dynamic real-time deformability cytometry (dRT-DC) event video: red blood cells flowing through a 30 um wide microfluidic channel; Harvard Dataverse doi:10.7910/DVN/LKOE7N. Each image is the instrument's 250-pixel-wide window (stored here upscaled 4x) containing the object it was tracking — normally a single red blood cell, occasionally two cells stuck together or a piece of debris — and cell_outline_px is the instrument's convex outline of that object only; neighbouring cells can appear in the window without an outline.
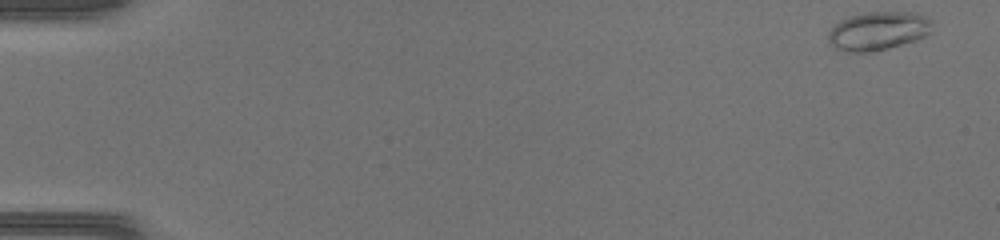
{"species": "common noctule bat (a hibernating species)", "species_latin": "Nyctalus noctula", "temperature_condition": "warm", "stored_images_in_passage": 44, "camera_frame_rate_fps": 3000, "um_per_image_px": 0.085, "animal": {"sex": "female", "body_mass_g": 17.0, "forearm_length_mm": 48.0}, "frame": {"image": 1, "passage_image": 1, "time_ms": 0.0, "image_size_px": [1000, 240], "cell_outline_px": [[932, 32], [928, 36], [916, 40], [888, 48], [872, 52], [848, 52], [836, 48], [828, 40], [828, 32], [840, 20], [852, 16], [868, 12], [916, 12], [932, 20]], "centroid_in_image_um": [74.69, 2.63], "position_along_channel_um": 10.3, "area_um2": 23.41}}
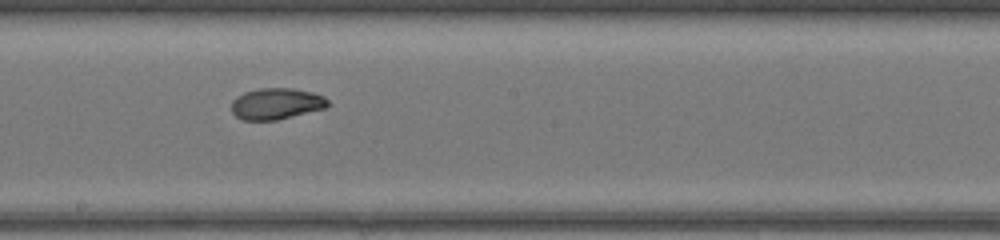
{"frame": {"image": 2, "passage_image": 26, "time_ms": 8.333, "image_size_px": [1000, 240], "cell_outline_px": [[328, 104], [324, 108], [276, 120], [244, 120], [236, 116], [232, 112], [232, 100], [236, 96], [244, 92], [260, 88], [292, 88], [312, 92], [324, 96], [328, 100]], "centroid_in_image_um": [23.46, 8.8], "position_along_channel_um": 224.7, "area_um2": 17.46}}
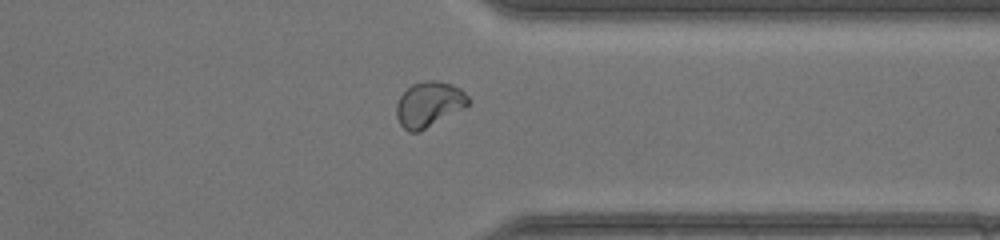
{"frame": {"image": 3, "passage_image": 36, "time_ms": 11.667, "image_size_px": [1000, 240], "cell_outline_px": [[468, 104], [464, 108], [420, 132], [408, 132], [400, 124], [396, 116], [396, 104], [400, 96], [412, 84], [424, 80], [436, 80], [452, 84], [460, 88], [468, 96]], "centroid_in_image_um": [36.45, 8.87], "position_along_channel_um": 375.0, "area_um2": 19.02}}